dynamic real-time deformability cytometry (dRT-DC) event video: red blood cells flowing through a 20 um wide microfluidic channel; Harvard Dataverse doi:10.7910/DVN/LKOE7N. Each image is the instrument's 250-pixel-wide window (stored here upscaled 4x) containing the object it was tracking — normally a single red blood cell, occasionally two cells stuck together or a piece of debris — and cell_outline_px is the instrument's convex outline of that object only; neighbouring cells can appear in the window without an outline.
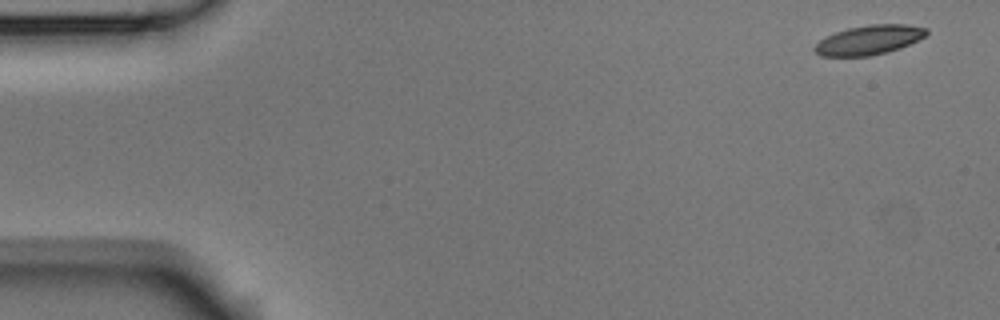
{"species": "Egyptian fruit bat (a non-hibernating species)", "species_latin": "Rousettus aegyptiacus", "temperature_condition": "room temperature", "stored_images_in_passage": 5, "camera_frame_rate_fps": 3000, "um_per_image_px": 0.085, "animal": {"sex": "male"}, "frame": {"image": 1, "passage_image": 1, "time_ms": 0.0, "image_size_px": [1000, 320], "cell_outline_px": [[928, 32], [924, 36], [900, 48], [888, 52], [868, 56], [820, 56], [812, 48], [820, 40], [836, 32], [848, 28], [868, 24], [908, 24], [928, 28]], "centroid_in_image_um": [73.87, 3.39], "position_along_channel_um": 11.1, "area_um2": 19.07}}
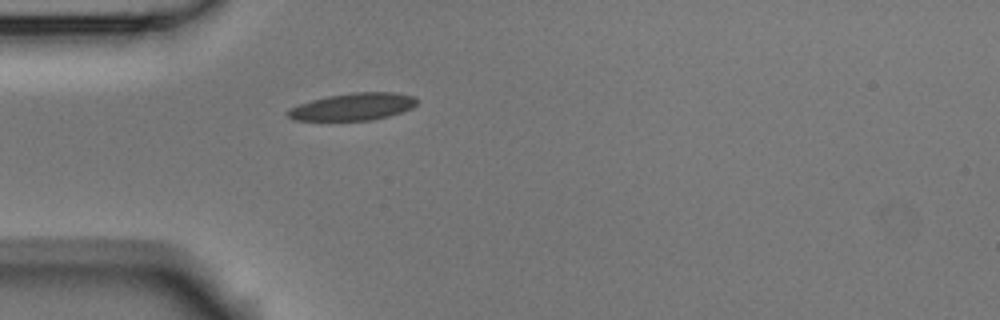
{"frame": {"image": 2, "passage_image": 5, "time_ms": 1.333, "image_size_px": [1000, 320], "cell_outline_px": [[416, 104], [412, 108], [388, 116], [372, 120], [292, 120], [284, 112], [300, 104], [312, 100], [328, 96], [356, 92], [396, 92], [412, 96], [416, 100]], "centroid_in_image_um": [30.0, 9.07], "position_along_channel_um": 55.0, "area_um2": 20.23}}